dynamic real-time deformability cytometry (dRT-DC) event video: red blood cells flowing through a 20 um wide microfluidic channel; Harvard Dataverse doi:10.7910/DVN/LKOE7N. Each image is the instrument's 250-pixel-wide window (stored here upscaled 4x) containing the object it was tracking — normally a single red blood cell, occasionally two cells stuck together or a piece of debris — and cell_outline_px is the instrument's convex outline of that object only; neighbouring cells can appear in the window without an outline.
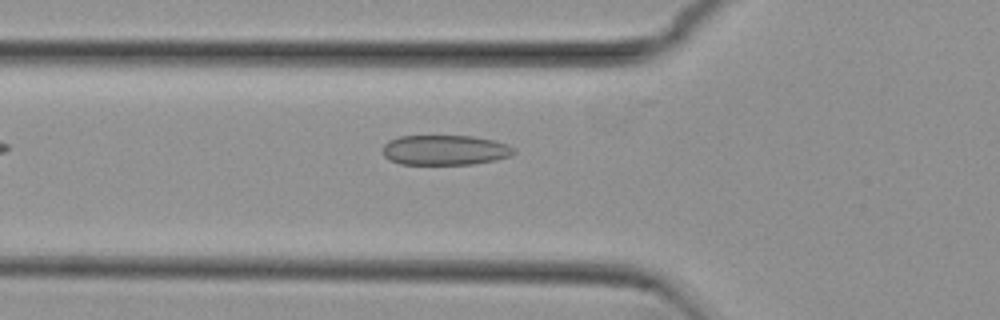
{"species": "common noctule bat (a hibernating species)", "species_latin": "Nyctalus noctula", "temperature_condition": "cold", "stored_images_in_passage": 37, "camera_frame_rate_fps": 3000, "um_per_image_px": 0.085, "animal": {"sex": "female", "body_mass_g": 29.2, "forearm_length_mm": 56.3}, "frame": {"image": 1, "passage_image": 2, "time_ms": 0.333, "image_size_px": [1000, 320], "cell_outline_px": [[516, 152], [512, 156], [496, 160], [472, 164], [400, 164], [388, 160], [384, 156], [384, 144], [388, 140], [400, 136], [472, 136], [492, 140], [508, 144], [516, 148]], "centroid_in_image_um": [37.85, 12.76], "position_along_channel_um": 88.0, "area_um2": 23.12}}
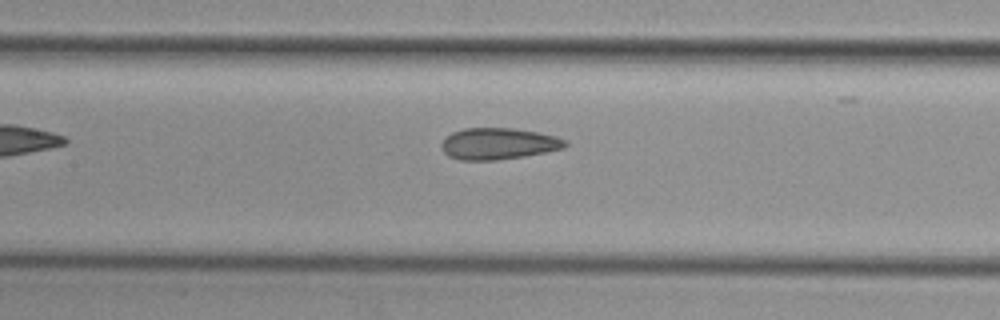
{"frame": {"image": 2, "passage_image": 8, "time_ms": 2.333, "image_size_px": [1000, 320], "cell_outline_px": [[568, 144], [564, 148], [524, 156], [496, 160], [460, 160], [448, 156], [440, 148], [440, 144], [452, 132], [464, 128], [512, 128], [536, 132], [556, 136], [568, 140]], "centroid_in_image_um": [42.36, 12.21], "position_along_channel_um": 165.0, "area_um2": 22.72}}
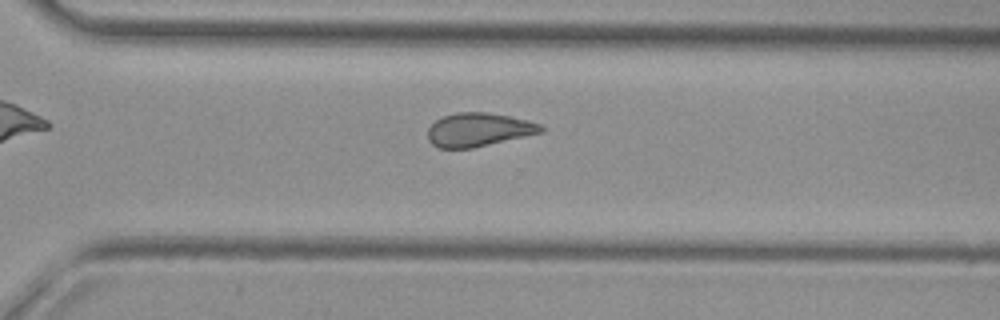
{"frame": {"image": 3, "passage_image": 21, "time_ms": 6.667, "image_size_px": [1000, 320], "cell_outline_px": [[544, 132], [472, 148], [436, 148], [428, 140], [428, 128], [436, 120], [444, 116], [456, 112], [484, 112], [508, 116], [528, 120], [540, 124], [544, 128]], "centroid_in_image_um": [40.67, 11.03], "position_along_channel_um": 329.9, "area_um2": 22.08}}